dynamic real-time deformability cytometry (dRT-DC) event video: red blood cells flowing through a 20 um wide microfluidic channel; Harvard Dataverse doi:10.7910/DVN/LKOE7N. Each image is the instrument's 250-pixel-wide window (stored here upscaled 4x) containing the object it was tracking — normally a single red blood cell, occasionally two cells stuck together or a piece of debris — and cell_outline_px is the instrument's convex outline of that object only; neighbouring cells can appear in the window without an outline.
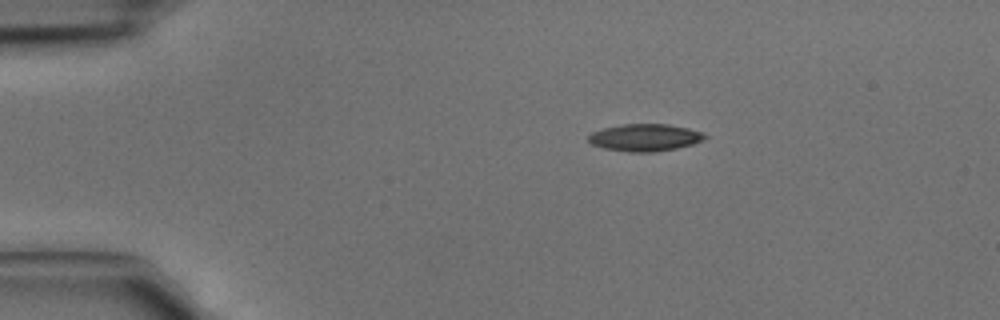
{"species": "common noctule bat (a hibernating species)", "species_latin": "Nyctalus noctula", "temperature_condition": "cold", "stored_images_in_passage": 2, "camera_frame_rate_fps": 3000, "um_per_image_px": 0.085, "animal": {"sex": "male", "body_mass_g": 15.6}, "frame": {"image": 1, "passage_image": 1, "time_ms": 0.0, "image_size_px": [1000, 320], "cell_outline_px": [[708, 136], [704, 140], [692, 144], [676, 148], [652, 152], [628, 152], [604, 148], [592, 144], [588, 140], [588, 136], [592, 132], [604, 128], [620, 124], [668, 124], [688, 128], [704, 132]], "centroid_in_image_um": [54.84, 11.68], "position_along_channel_um": 30.2, "area_um2": 18.5}}